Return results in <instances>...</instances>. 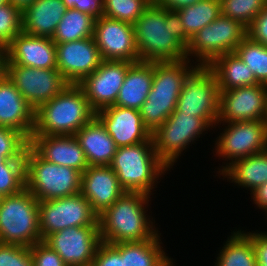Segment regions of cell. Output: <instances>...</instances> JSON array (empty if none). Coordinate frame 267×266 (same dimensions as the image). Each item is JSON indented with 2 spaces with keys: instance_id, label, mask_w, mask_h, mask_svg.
<instances>
[{
  "instance_id": "cell-1",
  "label": "cell",
  "mask_w": 267,
  "mask_h": 266,
  "mask_svg": "<svg viewBox=\"0 0 267 266\" xmlns=\"http://www.w3.org/2000/svg\"><path fill=\"white\" fill-rule=\"evenodd\" d=\"M140 61H178L187 59L186 34L177 11L166 10L153 1L133 24Z\"/></svg>"
},
{
  "instance_id": "cell-2",
  "label": "cell",
  "mask_w": 267,
  "mask_h": 266,
  "mask_svg": "<svg viewBox=\"0 0 267 266\" xmlns=\"http://www.w3.org/2000/svg\"><path fill=\"white\" fill-rule=\"evenodd\" d=\"M151 198L142 192H125L102 212L98 216L102 242L117 244L155 238L159 228L154 225L155 219L146 214Z\"/></svg>"
},
{
  "instance_id": "cell-3",
  "label": "cell",
  "mask_w": 267,
  "mask_h": 266,
  "mask_svg": "<svg viewBox=\"0 0 267 266\" xmlns=\"http://www.w3.org/2000/svg\"><path fill=\"white\" fill-rule=\"evenodd\" d=\"M188 59L154 61V77L140 114L144 126L151 134L160 127L176 109L184 80L197 67Z\"/></svg>"
},
{
  "instance_id": "cell-4",
  "label": "cell",
  "mask_w": 267,
  "mask_h": 266,
  "mask_svg": "<svg viewBox=\"0 0 267 266\" xmlns=\"http://www.w3.org/2000/svg\"><path fill=\"white\" fill-rule=\"evenodd\" d=\"M95 117L83 90L68 84L60 93L35 110L32 135H75Z\"/></svg>"
},
{
  "instance_id": "cell-5",
  "label": "cell",
  "mask_w": 267,
  "mask_h": 266,
  "mask_svg": "<svg viewBox=\"0 0 267 266\" xmlns=\"http://www.w3.org/2000/svg\"><path fill=\"white\" fill-rule=\"evenodd\" d=\"M126 192L153 195L161 177L170 169L159 159L152 136L142 143L119 147L109 165ZM160 180V181H158Z\"/></svg>"
},
{
  "instance_id": "cell-6",
  "label": "cell",
  "mask_w": 267,
  "mask_h": 266,
  "mask_svg": "<svg viewBox=\"0 0 267 266\" xmlns=\"http://www.w3.org/2000/svg\"><path fill=\"white\" fill-rule=\"evenodd\" d=\"M25 188L38 201L63 198L80 193L82 173L44 160L30 145L24 154Z\"/></svg>"
},
{
  "instance_id": "cell-7",
  "label": "cell",
  "mask_w": 267,
  "mask_h": 266,
  "mask_svg": "<svg viewBox=\"0 0 267 266\" xmlns=\"http://www.w3.org/2000/svg\"><path fill=\"white\" fill-rule=\"evenodd\" d=\"M39 201L24 188L2 196L0 201V243L31 247L41 242L38 217Z\"/></svg>"
},
{
  "instance_id": "cell-8",
  "label": "cell",
  "mask_w": 267,
  "mask_h": 266,
  "mask_svg": "<svg viewBox=\"0 0 267 266\" xmlns=\"http://www.w3.org/2000/svg\"><path fill=\"white\" fill-rule=\"evenodd\" d=\"M246 36L247 28L244 25L221 13L191 37L186 47L187 59L196 66L208 67L218 57L235 52Z\"/></svg>"
},
{
  "instance_id": "cell-9",
  "label": "cell",
  "mask_w": 267,
  "mask_h": 266,
  "mask_svg": "<svg viewBox=\"0 0 267 266\" xmlns=\"http://www.w3.org/2000/svg\"><path fill=\"white\" fill-rule=\"evenodd\" d=\"M212 127L203 119L184 112H173L152 134L159 159L171 170L182 152L196 143Z\"/></svg>"
},
{
  "instance_id": "cell-10",
  "label": "cell",
  "mask_w": 267,
  "mask_h": 266,
  "mask_svg": "<svg viewBox=\"0 0 267 266\" xmlns=\"http://www.w3.org/2000/svg\"><path fill=\"white\" fill-rule=\"evenodd\" d=\"M224 126L222 133L216 138L215 153L225 166H219L220 174L228 165L239 159L265 151L267 149V125L265 120H250L238 122H217ZM227 125V126H225ZM229 161V162H228ZM226 163V164H225Z\"/></svg>"
},
{
  "instance_id": "cell-11",
  "label": "cell",
  "mask_w": 267,
  "mask_h": 266,
  "mask_svg": "<svg viewBox=\"0 0 267 266\" xmlns=\"http://www.w3.org/2000/svg\"><path fill=\"white\" fill-rule=\"evenodd\" d=\"M220 89L213 72L197 66L184 80L181 93L173 112H184L203 118L212 128L218 122Z\"/></svg>"
},
{
  "instance_id": "cell-12",
  "label": "cell",
  "mask_w": 267,
  "mask_h": 266,
  "mask_svg": "<svg viewBox=\"0 0 267 266\" xmlns=\"http://www.w3.org/2000/svg\"><path fill=\"white\" fill-rule=\"evenodd\" d=\"M38 217L42 241L52 233L68 227L99 225L98 215L81 193L39 201Z\"/></svg>"
},
{
  "instance_id": "cell-13",
  "label": "cell",
  "mask_w": 267,
  "mask_h": 266,
  "mask_svg": "<svg viewBox=\"0 0 267 266\" xmlns=\"http://www.w3.org/2000/svg\"><path fill=\"white\" fill-rule=\"evenodd\" d=\"M6 75L34 110L54 98L68 85L57 68L6 65Z\"/></svg>"
},
{
  "instance_id": "cell-14",
  "label": "cell",
  "mask_w": 267,
  "mask_h": 266,
  "mask_svg": "<svg viewBox=\"0 0 267 266\" xmlns=\"http://www.w3.org/2000/svg\"><path fill=\"white\" fill-rule=\"evenodd\" d=\"M45 242L67 266H90L102 242L99 225L68 227L47 236Z\"/></svg>"
},
{
  "instance_id": "cell-15",
  "label": "cell",
  "mask_w": 267,
  "mask_h": 266,
  "mask_svg": "<svg viewBox=\"0 0 267 266\" xmlns=\"http://www.w3.org/2000/svg\"><path fill=\"white\" fill-rule=\"evenodd\" d=\"M133 62L102 60L100 66L77 85L96 113L115 104L128 67Z\"/></svg>"
},
{
  "instance_id": "cell-16",
  "label": "cell",
  "mask_w": 267,
  "mask_h": 266,
  "mask_svg": "<svg viewBox=\"0 0 267 266\" xmlns=\"http://www.w3.org/2000/svg\"><path fill=\"white\" fill-rule=\"evenodd\" d=\"M220 92L218 122L266 120L267 85L258 83Z\"/></svg>"
},
{
  "instance_id": "cell-17",
  "label": "cell",
  "mask_w": 267,
  "mask_h": 266,
  "mask_svg": "<svg viewBox=\"0 0 267 266\" xmlns=\"http://www.w3.org/2000/svg\"><path fill=\"white\" fill-rule=\"evenodd\" d=\"M93 37L102 60L140 61L132 24L102 16L95 19Z\"/></svg>"
},
{
  "instance_id": "cell-18",
  "label": "cell",
  "mask_w": 267,
  "mask_h": 266,
  "mask_svg": "<svg viewBox=\"0 0 267 266\" xmlns=\"http://www.w3.org/2000/svg\"><path fill=\"white\" fill-rule=\"evenodd\" d=\"M57 69L68 84H78L102 62L94 37L56 43Z\"/></svg>"
},
{
  "instance_id": "cell-19",
  "label": "cell",
  "mask_w": 267,
  "mask_h": 266,
  "mask_svg": "<svg viewBox=\"0 0 267 266\" xmlns=\"http://www.w3.org/2000/svg\"><path fill=\"white\" fill-rule=\"evenodd\" d=\"M112 137L117 148L132 146L151 137V132L144 126L140 110L121 106H109L95 113Z\"/></svg>"
},
{
  "instance_id": "cell-20",
  "label": "cell",
  "mask_w": 267,
  "mask_h": 266,
  "mask_svg": "<svg viewBox=\"0 0 267 266\" xmlns=\"http://www.w3.org/2000/svg\"><path fill=\"white\" fill-rule=\"evenodd\" d=\"M6 65L40 69L57 68L56 43L52 38L19 33L4 49Z\"/></svg>"
},
{
  "instance_id": "cell-21",
  "label": "cell",
  "mask_w": 267,
  "mask_h": 266,
  "mask_svg": "<svg viewBox=\"0 0 267 266\" xmlns=\"http://www.w3.org/2000/svg\"><path fill=\"white\" fill-rule=\"evenodd\" d=\"M125 192L110 166H88L82 173L80 193L98 216Z\"/></svg>"
},
{
  "instance_id": "cell-22",
  "label": "cell",
  "mask_w": 267,
  "mask_h": 266,
  "mask_svg": "<svg viewBox=\"0 0 267 266\" xmlns=\"http://www.w3.org/2000/svg\"><path fill=\"white\" fill-rule=\"evenodd\" d=\"M29 145L49 162L81 173L88 167L85 153L75 135H32Z\"/></svg>"
},
{
  "instance_id": "cell-23",
  "label": "cell",
  "mask_w": 267,
  "mask_h": 266,
  "mask_svg": "<svg viewBox=\"0 0 267 266\" xmlns=\"http://www.w3.org/2000/svg\"><path fill=\"white\" fill-rule=\"evenodd\" d=\"M0 126L15 129L28 140L35 126V110L7 75L0 80Z\"/></svg>"
},
{
  "instance_id": "cell-24",
  "label": "cell",
  "mask_w": 267,
  "mask_h": 266,
  "mask_svg": "<svg viewBox=\"0 0 267 266\" xmlns=\"http://www.w3.org/2000/svg\"><path fill=\"white\" fill-rule=\"evenodd\" d=\"M66 10L62 0H36L22 11V32L52 38Z\"/></svg>"
},
{
  "instance_id": "cell-25",
  "label": "cell",
  "mask_w": 267,
  "mask_h": 266,
  "mask_svg": "<svg viewBox=\"0 0 267 266\" xmlns=\"http://www.w3.org/2000/svg\"><path fill=\"white\" fill-rule=\"evenodd\" d=\"M85 153L88 166H109L117 146L102 123L94 117L75 134Z\"/></svg>"
},
{
  "instance_id": "cell-26",
  "label": "cell",
  "mask_w": 267,
  "mask_h": 266,
  "mask_svg": "<svg viewBox=\"0 0 267 266\" xmlns=\"http://www.w3.org/2000/svg\"><path fill=\"white\" fill-rule=\"evenodd\" d=\"M154 77V61H138L128 67L114 106L140 110L147 99Z\"/></svg>"
},
{
  "instance_id": "cell-27",
  "label": "cell",
  "mask_w": 267,
  "mask_h": 266,
  "mask_svg": "<svg viewBox=\"0 0 267 266\" xmlns=\"http://www.w3.org/2000/svg\"><path fill=\"white\" fill-rule=\"evenodd\" d=\"M219 175L252 193L267 182V149L232 162Z\"/></svg>"
},
{
  "instance_id": "cell-28",
  "label": "cell",
  "mask_w": 267,
  "mask_h": 266,
  "mask_svg": "<svg viewBox=\"0 0 267 266\" xmlns=\"http://www.w3.org/2000/svg\"><path fill=\"white\" fill-rule=\"evenodd\" d=\"M161 233L142 242L120 243L122 266H176L162 249Z\"/></svg>"
},
{
  "instance_id": "cell-29",
  "label": "cell",
  "mask_w": 267,
  "mask_h": 266,
  "mask_svg": "<svg viewBox=\"0 0 267 266\" xmlns=\"http://www.w3.org/2000/svg\"><path fill=\"white\" fill-rule=\"evenodd\" d=\"M208 68L215 75L220 91L258 84L253 71L235 52L218 57Z\"/></svg>"
},
{
  "instance_id": "cell-30",
  "label": "cell",
  "mask_w": 267,
  "mask_h": 266,
  "mask_svg": "<svg viewBox=\"0 0 267 266\" xmlns=\"http://www.w3.org/2000/svg\"><path fill=\"white\" fill-rule=\"evenodd\" d=\"M223 245L214 266H257L254 245L242 229L231 232Z\"/></svg>"
},
{
  "instance_id": "cell-31",
  "label": "cell",
  "mask_w": 267,
  "mask_h": 266,
  "mask_svg": "<svg viewBox=\"0 0 267 266\" xmlns=\"http://www.w3.org/2000/svg\"><path fill=\"white\" fill-rule=\"evenodd\" d=\"M95 18L76 10L67 9L58 23L52 40L55 43H64L86 39L94 35Z\"/></svg>"
},
{
  "instance_id": "cell-32",
  "label": "cell",
  "mask_w": 267,
  "mask_h": 266,
  "mask_svg": "<svg viewBox=\"0 0 267 266\" xmlns=\"http://www.w3.org/2000/svg\"><path fill=\"white\" fill-rule=\"evenodd\" d=\"M177 12L186 34L191 38L221 15V0H202Z\"/></svg>"
},
{
  "instance_id": "cell-33",
  "label": "cell",
  "mask_w": 267,
  "mask_h": 266,
  "mask_svg": "<svg viewBox=\"0 0 267 266\" xmlns=\"http://www.w3.org/2000/svg\"><path fill=\"white\" fill-rule=\"evenodd\" d=\"M235 53L253 71L256 81L267 85V46L254 41L247 35L240 42Z\"/></svg>"
},
{
  "instance_id": "cell-34",
  "label": "cell",
  "mask_w": 267,
  "mask_h": 266,
  "mask_svg": "<svg viewBox=\"0 0 267 266\" xmlns=\"http://www.w3.org/2000/svg\"><path fill=\"white\" fill-rule=\"evenodd\" d=\"M153 0H103L104 16L134 24Z\"/></svg>"
},
{
  "instance_id": "cell-35",
  "label": "cell",
  "mask_w": 267,
  "mask_h": 266,
  "mask_svg": "<svg viewBox=\"0 0 267 266\" xmlns=\"http://www.w3.org/2000/svg\"><path fill=\"white\" fill-rule=\"evenodd\" d=\"M266 5L267 0H221L222 14L240 22L246 28Z\"/></svg>"
},
{
  "instance_id": "cell-36",
  "label": "cell",
  "mask_w": 267,
  "mask_h": 266,
  "mask_svg": "<svg viewBox=\"0 0 267 266\" xmlns=\"http://www.w3.org/2000/svg\"><path fill=\"white\" fill-rule=\"evenodd\" d=\"M24 188V159H9L0 164V195H14L21 192Z\"/></svg>"
},
{
  "instance_id": "cell-37",
  "label": "cell",
  "mask_w": 267,
  "mask_h": 266,
  "mask_svg": "<svg viewBox=\"0 0 267 266\" xmlns=\"http://www.w3.org/2000/svg\"><path fill=\"white\" fill-rule=\"evenodd\" d=\"M22 32V11L11 3L0 6V46L6 48Z\"/></svg>"
},
{
  "instance_id": "cell-38",
  "label": "cell",
  "mask_w": 267,
  "mask_h": 266,
  "mask_svg": "<svg viewBox=\"0 0 267 266\" xmlns=\"http://www.w3.org/2000/svg\"><path fill=\"white\" fill-rule=\"evenodd\" d=\"M0 266H33L30 247L0 243Z\"/></svg>"
},
{
  "instance_id": "cell-39",
  "label": "cell",
  "mask_w": 267,
  "mask_h": 266,
  "mask_svg": "<svg viewBox=\"0 0 267 266\" xmlns=\"http://www.w3.org/2000/svg\"><path fill=\"white\" fill-rule=\"evenodd\" d=\"M30 251L33 266H67L56 251L43 241L32 245Z\"/></svg>"
},
{
  "instance_id": "cell-40",
  "label": "cell",
  "mask_w": 267,
  "mask_h": 266,
  "mask_svg": "<svg viewBox=\"0 0 267 266\" xmlns=\"http://www.w3.org/2000/svg\"><path fill=\"white\" fill-rule=\"evenodd\" d=\"M90 266H122L120 243L101 242Z\"/></svg>"
},
{
  "instance_id": "cell-41",
  "label": "cell",
  "mask_w": 267,
  "mask_h": 266,
  "mask_svg": "<svg viewBox=\"0 0 267 266\" xmlns=\"http://www.w3.org/2000/svg\"><path fill=\"white\" fill-rule=\"evenodd\" d=\"M29 140L19 131L0 126V151H26Z\"/></svg>"
},
{
  "instance_id": "cell-42",
  "label": "cell",
  "mask_w": 267,
  "mask_h": 266,
  "mask_svg": "<svg viewBox=\"0 0 267 266\" xmlns=\"http://www.w3.org/2000/svg\"><path fill=\"white\" fill-rule=\"evenodd\" d=\"M247 35L254 41L267 46V5L249 25Z\"/></svg>"
},
{
  "instance_id": "cell-43",
  "label": "cell",
  "mask_w": 267,
  "mask_h": 266,
  "mask_svg": "<svg viewBox=\"0 0 267 266\" xmlns=\"http://www.w3.org/2000/svg\"><path fill=\"white\" fill-rule=\"evenodd\" d=\"M243 232L251 239L254 245L257 266H267V232L258 230L252 232L243 230Z\"/></svg>"
},
{
  "instance_id": "cell-44",
  "label": "cell",
  "mask_w": 267,
  "mask_h": 266,
  "mask_svg": "<svg viewBox=\"0 0 267 266\" xmlns=\"http://www.w3.org/2000/svg\"><path fill=\"white\" fill-rule=\"evenodd\" d=\"M74 9L87 13L95 19L104 16L103 0H79Z\"/></svg>"
},
{
  "instance_id": "cell-45",
  "label": "cell",
  "mask_w": 267,
  "mask_h": 266,
  "mask_svg": "<svg viewBox=\"0 0 267 266\" xmlns=\"http://www.w3.org/2000/svg\"><path fill=\"white\" fill-rule=\"evenodd\" d=\"M200 1L202 0H153V2L157 6L163 7L166 10H174V11L193 5Z\"/></svg>"
},
{
  "instance_id": "cell-46",
  "label": "cell",
  "mask_w": 267,
  "mask_h": 266,
  "mask_svg": "<svg viewBox=\"0 0 267 266\" xmlns=\"http://www.w3.org/2000/svg\"><path fill=\"white\" fill-rule=\"evenodd\" d=\"M251 199H253V204L257 206L258 209L265 211L267 209V182L259 186L256 190L250 193Z\"/></svg>"
},
{
  "instance_id": "cell-47",
  "label": "cell",
  "mask_w": 267,
  "mask_h": 266,
  "mask_svg": "<svg viewBox=\"0 0 267 266\" xmlns=\"http://www.w3.org/2000/svg\"><path fill=\"white\" fill-rule=\"evenodd\" d=\"M25 151H0V164L9 159H24Z\"/></svg>"
},
{
  "instance_id": "cell-48",
  "label": "cell",
  "mask_w": 267,
  "mask_h": 266,
  "mask_svg": "<svg viewBox=\"0 0 267 266\" xmlns=\"http://www.w3.org/2000/svg\"><path fill=\"white\" fill-rule=\"evenodd\" d=\"M36 0H8L13 6L18 7L21 11H23L26 7L30 6Z\"/></svg>"
},
{
  "instance_id": "cell-49",
  "label": "cell",
  "mask_w": 267,
  "mask_h": 266,
  "mask_svg": "<svg viewBox=\"0 0 267 266\" xmlns=\"http://www.w3.org/2000/svg\"><path fill=\"white\" fill-rule=\"evenodd\" d=\"M67 9L74 8L75 4H79V0H62Z\"/></svg>"
},
{
  "instance_id": "cell-50",
  "label": "cell",
  "mask_w": 267,
  "mask_h": 266,
  "mask_svg": "<svg viewBox=\"0 0 267 266\" xmlns=\"http://www.w3.org/2000/svg\"><path fill=\"white\" fill-rule=\"evenodd\" d=\"M6 75V63H0V80Z\"/></svg>"
},
{
  "instance_id": "cell-51",
  "label": "cell",
  "mask_w": 267,
  "mask_h": 266,
  "mask_svg": "<svg viewBox=\"0 0 267 266\" xmlns=\"http://www.w3.org/2000/svg\"><path fill=\"white\" fill-rule=\"evenodd\" d=\"M0 63H6L4 48L0 46Z\"/></svg>"
},
{
  "instance_id": "cell-52",
  "label": "cell",
  "mask_w": 267,
  "mask_h": 266,
  "mask_svg": "<svg viewBox=\"0 0 267 266\" xmlns=\"http://www.w3.org/2000/svg\"><path fill=\"white\" fill-rule=\"evenodd\" d=\"M8 0H0V6L8 4Z\"/></svg>"
}]
</instances>
